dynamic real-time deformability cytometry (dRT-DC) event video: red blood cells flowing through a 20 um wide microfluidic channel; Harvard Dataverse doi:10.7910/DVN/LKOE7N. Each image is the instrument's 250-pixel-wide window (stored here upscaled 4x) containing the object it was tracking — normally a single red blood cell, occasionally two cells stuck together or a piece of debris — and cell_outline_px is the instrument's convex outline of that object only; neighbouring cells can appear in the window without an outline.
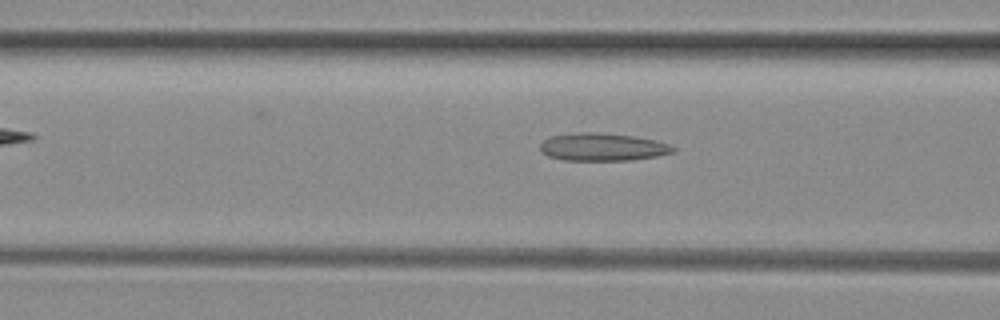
{"species": "common noctule bat (a hibernating species)", "species_latin": "Nyctalus noctula", "temperature_condition": "room temperature", "stored_images_in_passage": 36, "camera_frame_rate_fps": 3000, "um_per_image_px": 0.085, "animal": {"sex": "female", "body_mass_g": 29.2, "forearm_length_mm": 56.3}, "frame": {"image": 1, "passage_image": 5, "time_ms": 1.333, "image_size_px": [1000, 320], "cell_outline_px": [[676, 152], [656, 156], [632, 160], [564, 160], [548, 156], [540, 152], [540, 144], [544, 140], [552, 136], [580, 132], [600, 132], [636, 136], [656, 140], [668, 144], [676, 148]], "centroid_in_image_um": [51.24, 12.49], "position_along_channel_um": 115.4, "area_um2": 21.62}}
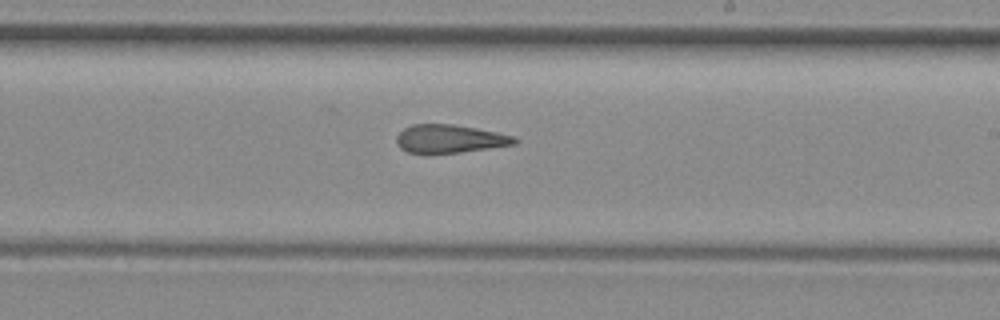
{"frame": {"image": 2, "passage_image": 15, "time_ms": 4.667, "image_size_px": [1000, 320], "cell_outline_px": [[520, 140], [516, 144], [460, 152], [408, 152], [400, 148], [396, 144], [396, 136], [404, 128], [412, 124], [452, 124], [476, 128], [516, 136]], "centroid_in_image_um": [38.25, 11.78], "position_along_channel_um": 250.8, "area_um2": 19.25}}
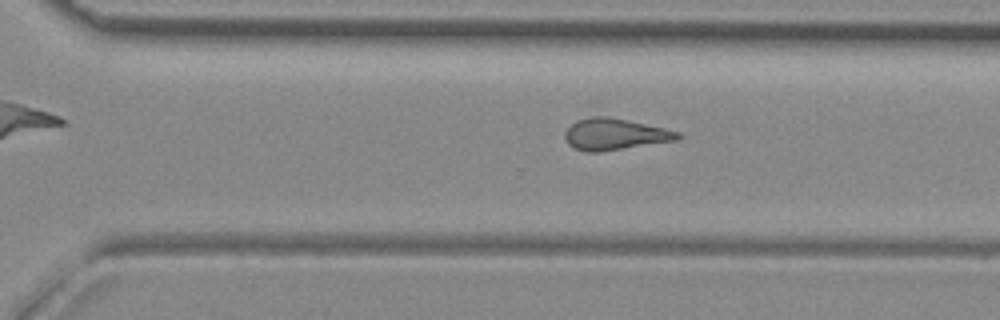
{"frame": {"image": 3, "passage_image": 20, "time_ms": 6.333, "image_size_px": [1000, 320], "cell_outline_px": [[684, 136], [680, 140], [600, 152], [588, 152], [572, 148], [568, 144], [564, 136], [564, 132], [592, 100], [596, 100], [680, 132]], "centroid_in_image_um": [52.24, 11.05], "position_along_channel_um": 318.4, "area_um2": 26.53}, "authors_computed_cell_mechanics": {"area_um2": 20.6057, "velocity_mm_per_s": 4.063, "shape_relaxation_time_tau1_ms": null, "shape_relaxation_time_tau2_ms": 2.3497, "deformation_change_tau1": null, "deformation_change_tau2": 0.1341}}